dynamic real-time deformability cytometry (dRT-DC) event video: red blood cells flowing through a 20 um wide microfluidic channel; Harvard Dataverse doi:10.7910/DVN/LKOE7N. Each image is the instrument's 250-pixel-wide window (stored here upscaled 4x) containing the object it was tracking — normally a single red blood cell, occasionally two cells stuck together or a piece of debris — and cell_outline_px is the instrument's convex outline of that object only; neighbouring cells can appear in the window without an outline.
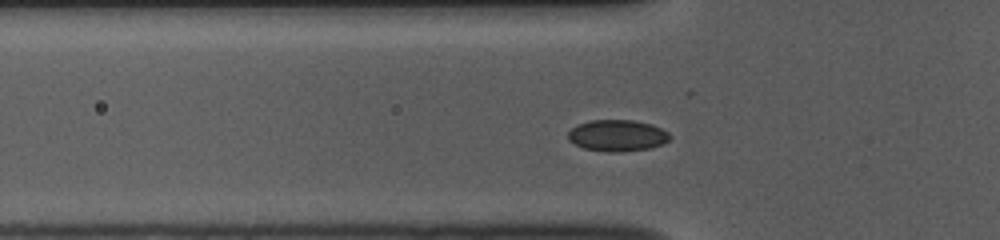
{"species": "common noctule bat (a hibernating species)", "species_latin": "Nyctalus noctula", "temperature_condition": "room temperature", "stored_images_in_passage": 48, "camera_frame_rate_fps": 3000, "um_per_image_px": 0.085, "animal": {"sex": "female", "body_mass_g": 10.0, "forearm_length_mm": 53.1}, "frame": {"image": 1, "passage_image": 11, "time_ms": 3.333, "image_size_px": [1000, 240], "cell_outline_px": [[672, 136], [664, 144], [652, 148], [620, 152], [608, 152], [584, 148], [568, 140], [568, 132], [572, 128], [580, 124], [592, 120], [632, 120], [652, 124], [668, 132]], "centroid_in_image_um": [52.51, 11.53], "position_along_channel_um": 73.3, "area_um2": 18.67}}
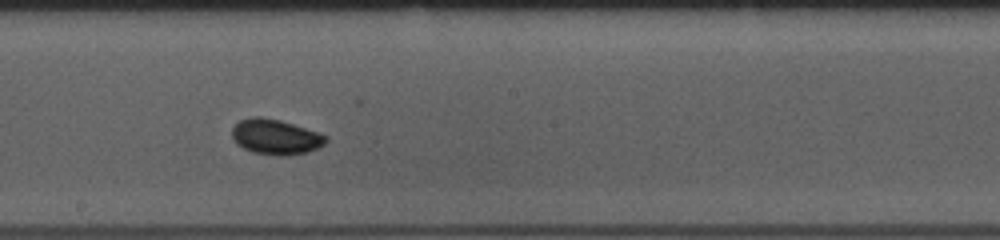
{"frame": {"image": 2, "passage_image": 23, "time_ms": 7.333, "image_size_px": [1000, 240], "cell_outline_px": [[328, 140], [324, 144], [308, 152], [288, 156], [276, 156], [252, 152], [236, 144], [232, 136], [232, 128], [240, 120], [252, 116], [260, 116], [280, 120], [320, 132], [328, 136]], "centroid_in_image_um": [23.44, 11.64], "position_along_channel_um": 224.8, "area_um2": 19.54}}
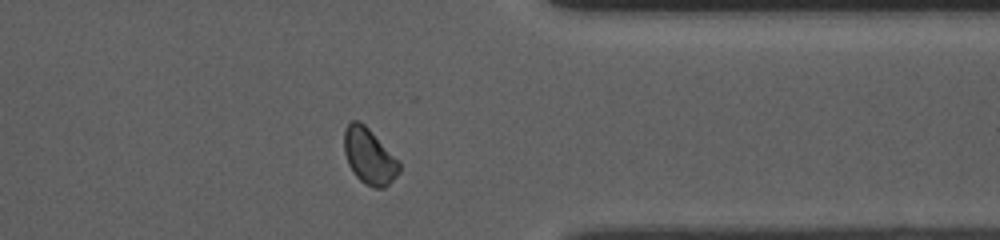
{"frame": {"image": 3, "passage_image": 36, "time_ms": 11.667, "image_size_px": [1000, 240], "cell_outline_px": [[400, 172], [384, 188], [372, 188], [364, 184], [352, 172], [348, 164], [344, 152], [344, 128], [352, 120], [360, 120], [400, 160]], "centroid_in_image_um": [31.38, 13.29], "position_along_channel_um": 380.0, "area_um2": 18.15}}